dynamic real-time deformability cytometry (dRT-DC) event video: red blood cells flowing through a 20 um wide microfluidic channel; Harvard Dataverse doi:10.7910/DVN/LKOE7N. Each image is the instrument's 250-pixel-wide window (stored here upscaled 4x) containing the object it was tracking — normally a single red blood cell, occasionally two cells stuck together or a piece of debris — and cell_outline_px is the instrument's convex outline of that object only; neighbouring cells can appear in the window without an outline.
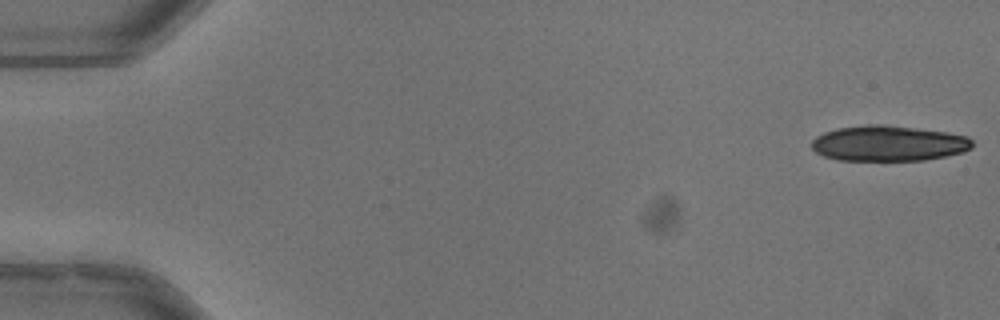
{"species": "common noctule bat (a hibernating species)", "species_latin": "Nyctalus noctula", "temperature_condition": "warm", "stored_images_in_passage": 19, "camera_frame_rate_fps": 3000, "um_per_image_px": 0.085, "animal": {"sex": "male", "body_mass_g": 13.3}, "frame": {"image": 1, "passage_image": 1, "time_ms": 0.0, "image_size_px": [1000, 320], "cell_outline_px": [[972, 148], [964, 152], [924, 160], [836, 160], [824, 156], [816, 152], [812, 148], [812, 140], [816, 136], [824, 132], [836, 128], [868, 124], [880, 124], [916, 128], [948, 132], [968, 136], [972, 140]], "centroid_in_image_um": [75.52, 12.18], "position_along_channel_um": 9.5, "area_um2": 33.35}}